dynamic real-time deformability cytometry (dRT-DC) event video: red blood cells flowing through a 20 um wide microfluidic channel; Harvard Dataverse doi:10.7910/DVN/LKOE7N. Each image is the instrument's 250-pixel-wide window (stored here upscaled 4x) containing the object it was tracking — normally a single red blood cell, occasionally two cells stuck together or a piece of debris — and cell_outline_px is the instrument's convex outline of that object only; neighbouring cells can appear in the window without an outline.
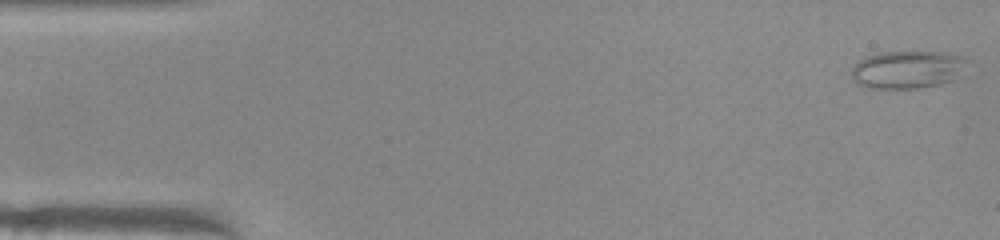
{"species": "common noctule bat (a hibernating species)", "species_latin": "Nyctalus noctula", "temperature_condition": "warm", "stored_images_in_passage": 46, "camera_frame_rate_fps": 3000, "um_per_image_px": 0.085, "animal": {"sex": "female", "body_mass_g": 22.0, "forearm_length_mm": 56.7}, "frame": {"image": 1, "passage_image": 1, "time_ms": 0.0, "image_size_px": [1000, 240], "cell_outline_px": [[968, 60], [956, 80], [940, 84], [920, 88], [868, 88], [852, 80], [852, 68], [860, 60], [868, 56], [880, 52], [940, 52], [964, 56]], "centroid_in_image_um": [77.16, 5.92], "position_along_channel_um": 7.8, "area_um2": 25.43}}
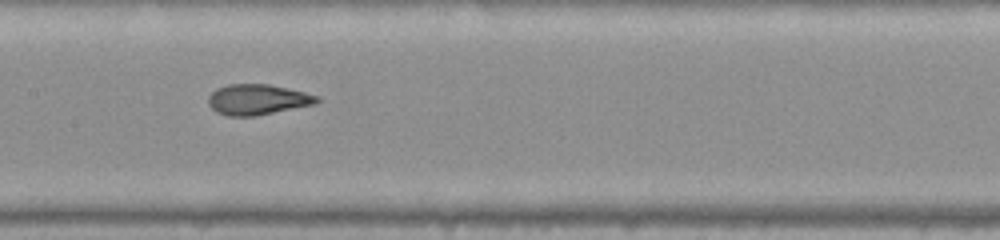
{"frame": {"image": 2, "passage_image": 24, "time_ms": 7.667, "image_size_px": [1000, 240], "cell_outline_px": [[320, 100], [316, 104], [256, 116], [228, 116], [216, 112], [208, 104], [208, 96], [216, 88], [228, 84], [268, 84], [304, 92], [316, 96]], "centroid_in_image_um": [21.86, 8.47], "position_along_channel_um": 185.5, "area_um2": 19.31}}
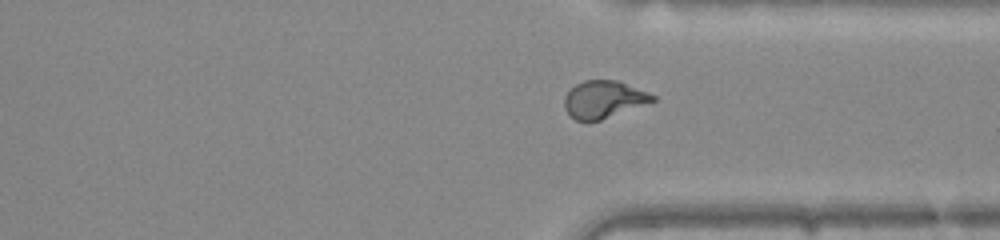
{"frame": {"image": 3, "passage_image": 37, "time_ms": 12.0, "image_size_px": [1000, 240], "cell_outline_px": [[656, 100], [600, 120], [576, 120], [564, 108], [564, 96], [576, 84], [584, 80], [620, 80], [648, 92], [656, 96]], "centroid_in_image_um": [51.32, 8.42], "position_along_channel_um": 360.1, "area_um2": 19.02}}